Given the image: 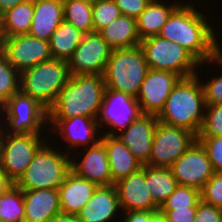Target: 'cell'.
<instances>
[{
	"mask_svg": "<svg viewBox=\"0 0 222 222\" xmlns=\"http://www.w3.org/2000/svg\"><path fill=\"white\" fill-rule=\"evenodd\" d=\"M158 36L173 41L187 50L199 63L216 61L222 64L221 49L213 30L202 13L181 4L172 12Z\"/></svg>",
	"mask_w": 222,
	"mask_h": 222,
	"instance_id": "6da1fadb",
	"label": "cell"
},
{
	"mask_svg": "<svg viewBox=\"0 0 222 222\" xmlns=\"http://www.w3.org/2000/svg\"><path fill=\"white\" fill-rule=\"evenodd\" d=\"M18 92H20V73L0 51V106L2 107L13 94Z\"/></svg>",
	"mask_w": 222,
	"mask_h": 222,
	"instance_id": "1f68e13d",
	"label": "cell"
},
{
	"mask_svg": "<svg viewBox=\"0 0 222 222\" xmlns=\"http://www.w3.org/2000/svg\"><path fill=\"white\" fill-rule=\"evenodd\" d=\"M158 1L159 0H151L136 18L137 32L141 40L158 35L169 16L179 6L177 3V5L167 7L164 3Z\"/></svg>",
	"mask_w": 222,
	"mask_h": 222,
	"instance_id": "484cf974",
	"label": "cell"
},
{
	"mask_svg": "<svg viewBox=\"0 0 222 222\" xmlns=\"http://www.w3.org/2000/svg\"><path fill=\"white\" fill-rule=\"evenodd\" d=\"M112 49L133 48L140 45L136 18L121 15L97 32Z\"/></svg>",
	"mask_w": 222,
	"mask_h": 222,
	"instance_id": "d4e9b609",
	"label": "cell"
},
{
	"mask_svg": "<svg viewBox=\"0 0 222 222\" xmlns=\"http://www.w3.org/2000/svg\"><path fill=\"white\" fill-rule=\"evenodd\" d=\"M0 51L19 73L53 59L50 42L29 34L0 37Z\"/></svg>",
	"mask_w": 222,
	"mask_h": 222,
	"instance_id": "30bf717a",
	"label": "cell"
},
{
	"mask_svg": "<svg viewBox=\"0 0 222 222\" xmlns=\"http://www.w3.org/2000/svg\"><path fill=\"white\" fill-rule=\"evenodd\" d=\"M200 201V190L189 186L178 185L174 192L160 206L159 211L197 207Z\"/></svg>",
	"mask_w": 222,
	"mask_h": 222,
	"instance_id": "d6a6232c",
	"label": "cell"
},
{
	"mask_svg": "<svg viewBox=\"0 0 222 222\" xmlns=\"http://www.w3.org/2000/svg\"><path fill=\"white\" fill-rule=\"evenodd\" d=\"M180 79L171 71L149 69L136 97L142 114L158 115Z\"/></svg>",
	"mask_w": 222,
	"mask_h": 222,
	"instance_id": "5bb4252c",
	"label": "cell"
},
{
	"mask_svg": "<svg viewBox=\"0 0 222 222\" xmlns=\"http://www.w3.org/2000/svg\"><path fill=\"white\" fill-rule=\"evenodd\" d=\"M106 148L111 172V185L140 170L143 165L131 151L116 137L115 131L106 133L100 139Z\"/></svg>",
	"mask_w": 222,
	"mask_h": 222,
	"instance_id": "44dd1931",
	"label": "cell"
},
{
	"mask_svg": "<svg viewBox=\"0 0 222 222\" xmlns=\"http://www.w3.org/2000/svg\"><path fill=\"white\" fill-rule=\"evenodd\" d=\"M68 156L44 144L15 184L22 190L58 189L71 170Z\"/></svg>",
	"mask_w": 222,
	"mask_h": 222,
	"instance_id": "8992f818",
	"label": "cell"
},
{
	"mask_svg": "<svg viewBox=\"0 0 222 222\" xmlns=\"http://www.w3.org/2000/svg\"><path fill=\"white\" fill-rule=\"evenodd\" d=\"M145 182H148L153 202L158 208L178 186V182L170 168L151 167L148 165H145Z\"/></svg>",
	"mask_w": 222,
	"mask_h": 222,
	"instance_id": "f1b7e54d",
	"label": "cell"
},
{
	"mask_svg": "<svg viewBox=\"0 0 222 222\" xmlns=\"http://www.w3.org/2000/svg\"><path fill=\"white\" fill-rule=\"evenodd\" d=\"M139 46L149 69L171 71L181 78L196 75L194 68L200 63L177 43L156 35L142 39Z\"/></svg>",
	"mask_w": 222,
	"mask_h": 222,
	"instance_id": "52a82bcc",
	"label": "cell"
},
{
	"mask_svg": "<svg viewBox=\"0 0 222 222\" xmlns=\"http://www.w3.org/2000/svg\"><path fill=\"white\" fill-rule=\"evenodd\" d=\"M49 222H81L77 215H71L67 213H58L56 216L52 217Z\"/></svg>",
	"mask_w": 222,
	"mask_h": 222,
	"instance_id": "ee69618b",
	"label": "cell"
},
{
	"mask_svg": "<svg viewBox=\"0 0 222 222\" xmlns=\"http://www.w3.org/2000/svg\"><path fill=\"white\" fill-rule=\"evenodd\" d=\"M105 89L103 74L70 75L55 103L48 109V119L75 116L97 119Z\"/></svg>",
	"mask_w": 222,
	"mask_h": 222,
	"instance_id": "7a4b0ae2",
	"label": "cell"
},
{
	"mask_svg": "<svg viewBox=\"0 0 222 222\" xmlns=\"http://www.w3.org/2000/svg\"><path fill=\"white\" fill-rule=\"evenodd\" d=\"M34 14V1L26 0L0 16V37L28 34Z\"/></svg>",
	"mask_w": 222,
	"mask_h": 222,
	"instance_id": "4316f807",
	"label": "cell"
},
{
	"mask_svg": "<svg viewBox=\"0 0 222 222\" xmlns=\"http://www.w3.org/2000/svg\"><path fill=\"white\" fill-rule=\"evenodd\" d=\"M120 207L129 211H159L145 182V165L114 184Z\"/></svg>",
	"mask_w": 222,
	"mask_h": 222,
	"instance_id": "e0dca14e",
	"label": "cell"
},
{
	"mask_svg": "<svg viewBox=\"0 0 222 222\" xmlns=\"http://www.w3.org/2000/svg\"><path fill=\"white\" fill-rule=\"evenodd\" d=\"M122 14L114 0H92V17L95 32L109 25Z\"/></svg>",
	"mask_w": 222,
	"mask_h": 222,
	"instance_id": "836d02e7",
	"label": "cell"
},
{
	"mask_svg": "<svg viewBox=\"0 0 222 222\" xmlns=\"http://www.w3.org/2000/svg\"><path fill=\"white\" fill-rule=\"evenodd\" d=\"M100 112L101 119L118 131L125 130L142 114L135 97L108 88L105 89Z\"/></svg>",
	"mask_w": 222,
	"mask_h": 222,
	"instance_id": "9a60e30c",
	"label": "cell"
},
{
	"mask_svg": "<svg viewBox=\"0 0 222 222\" xmlns=\"http://www.w3.org/2000/svg\"><path fill=\"white\" fill-rule=\"evenodd\" d=\"M204 123L197 137L222 136V104L206 105Z\"/></svg>",
	"mask_w": 222,
	"mask_h": 222,
	"instance_id": "e575fe53",
	"label": "cell"
},
{
	"mask_svg": "<svg viewBox=\"0 0 222 222\" xmlns=\"http://www.w3.org/2000/svg\"><path fill=\"white\" fill-rule=\"evenodd\" d=\"M64 20L84 34L95 32L92 17V0H68L63 2Z\"/></svg>",
	"mask_w": 222,
	"mask_h": 222,
	"instance_id": "f546056e",
	"label": "cell"
},
{
	"mask_svg": "<svg viewBox=\"0 0 222 222\" xmlns=\"http://www.w3.org/2000/svg\"><path fill=\"white\" fill-rule=\"evenodd\" d=\"M0 108L6 112L7 126L13 129L8 134L40 133L41 124L48 119V110L21 92L13 94Z\"/></svg>",
	"mask_w": 222,
	"mask_h": 222,
	"instance_id": "8fae6325",
	"label": "cell"
},
{
	"mask_svg": "<svg viewBox=\"0 0 222 222\" xmlns=\"http://www.w3.org/2000/svg\"><path fill=\"white\" fill-rule=\"evenodd\" d=\"M197 207L187 209H173L170 211H158L163 222H193Z\"/></svg>",
	"mask_w": 222,
	"mask_h": 222,
	"instance_id": "ab89813d",
	"label": "cell"
},
{
	"mask_svg": "<svg viewBox=\"0 0 222 222\" xmlns=\"http://www.w3.org/2000/svg\"><path fill=\"white\" fill-rule=\"evenodd\" d=\"M178 185L201 190L215 173L202 144L196 140L170 167Z\"/></svg>",
	"mask_w": 222,
	"mask_h": 222,
	"instance_id": "7c38bea8",
	"label": "cell"
},
{
	"mask_svg": "<svg viewBox=\"0 0 222 222\" xmlns=\"http://www.w3.org/2000/svg\"><path fill=\"white\" fill-rule=\"evenodd\" d=\"M0 222H24L23 190L16 184L0 196Z\"/></svg>",
	"mask_w": 222,
	"mask_h": 222,
	"instance_id": "4dcf8cb0",
	"label": "cell"
},
{
	"mask_svg": "<svg viewBox=\"0 0 222 222\" xmlns=\"http://www.w3.org/2000/svg\"><path fill=\"white\" fill-rule=\"evenodd\" d=\"M157 123V115L141 114L126 130L120 132L122 134L116 135L142 165H146L150 159Z\"/></svg>",
	"mask_w": 222,
	"mask_h": 222,
	"instance_id": "2e32d148",
	"label": "cell"
},
{
	"mask_svg": "<svg viewBox=\"0 0 222 222\" xmlns=\"http://www.w3.org/2000/svg\"><path fill=\"white\" fill-rule=\"evenodd\" d=\"M199 83L198 75L181 78L157 115L158 121L185 128L198 136L204 123L202 108L206 106L204 90Z\"/></svg>",
	"mask_w": 222,
	"mask_h": 222,
	"instance_id": "3957f363",
	"label": "cell"
},
{
	"mask_svg": "<svg viewBox=\"0 0 222 222\" xmlns=\"http://www.w3.org/2000/svg\"><path fill=\"white\" fill-rule=\"evenodd\" d=\"M123 222H163L158 211H129Z\"/></svg>",
	"mask_w": 222,
	"mask_h": 222,
	"instance_id": "b9f144b4",
	"label": "cell"
},
{
	"mask_svg": "<svg viewBox=\"0 0 222 222\" xmlns=\"http://www.w3.org/2000/svg\"><path fill=\"white\" fill-rule=\"evenodd\" d=\"M205 148L214 172H222V136L197 137Z\"/></svg>",
	"mask_w": 222,
	"mask_h": 222,
	"instance_id": "8d00e7d4",
	"label": "cell"
},
{
	"mask_svg": "<svg viewBox=\"0 0 222 222\" xmlns=\"http://www.w3.org/2000/svg\"><path fill=\"white\" fill-rule=\"evenodd\" d=\"M14 182L3 172L0 167V196L4 195Z\"/></svg>",
	"mask_w": 222,
	"mask_h": 222,
	"instance_id": "7bdbcfd3",
	"label": "cell"
},
{
	"mask_svg": "<svg viewBox=\"0 0 222 222\" xmlns=\"http://www.w3.org/2000/svg\"><path fill=\"white\" fill-rule=\"evenodd\" d=\"M97 187L70 170L58 188L61 212L77 215L90 200Z\"/></svg>",
	"mask_w": 222,
	"mask_h": 222,
	"instance_id": "d6986e66",
	"label": "cell"
},
{
	"mask_svg": "<svg viewBox=\"0 0 222 222\" xmlns=\"http://www.w3.org/2000/svg\"><path fill=\"white\" fill-rule=\"evenodd\" d=\"M24 222H49L61 212L58 189L23 190Z\"/></svg>",
	"mask_w": 222,
	"mask_h": 222,
	"instance_id": "ffe728a7",
	"label": "cell"
},
{
	"mask_svg": "<svg viewBox=\"0 0 222 222\" xmlns=\"http://www.w3.org/2000/svg\"><path fill=\"white\" fill-rule=\"evenodd\" d=\"M118 208L120 203L114 184L98 186L77 217L81 222H108Z\"/></svg>",
	"mask_w": 222,
	"mask_h": 222,
	"instance_id": "7402d4cb",
	"label": "cell"
},
{
	"mask_svg": "<svg viewBox=\"0 0 222 222\" xmlns=\"http://www.w3.org/2000/svg\"><path fill=\"white\" fill-rule=\"evenodd\" d=\"M69 77L67 61L51 59L41 62L20 73V92L36 99L48 110Z\"/></svg>",
	"mask_w": 222,
	"mask_h": 222,
	"instance_id": "5b68a950",
	"label": "cell"
},
{
	"mask_svg": "<svg viewBox=\"0 0 222 222\" xmlns=\"http://www.w3.org/2000/svg\"><path fill=\"white\" fill-rule=\"evenodd\" d=\"M201 201L222 209V172H215L200 190Z\"/></svg>",
	"mask_w": 222,
	"mask_h": 222,
	"instance_id": "d590c367",
	"label": "cell"
},
{
	"mask_svg": "<svg viewBox=\"0 0 222 222\" xmlns=\"http://www.w3.org/2000/svg\"><path fill=\"white\" fill-rule=\"evenodd\" d=\"M97 140L98 142H93L80 163L71 160V170L97 186H109L111 172L108 154L104 143L100 139Z\"/></svg>",
	"mask_w": 222,
	"mask_h": 222,
	"instance_id": "ac0fdd59",
	"label": "cell"
},
{
	"mask_svg": "<svg viewBox=\"0 0 222 222\" xmlns=\"http://www.w3.org/2000/svg\"><path fill=\"white\" fill-rule=\"evenodd\" d=\"M112 48L97 33L84 34L67 61L70 75L104 74Z\"/></svg>",
	"mask_w": 222,
	"mask_h": 222,
	"instance_id": "4fadbf2b",
	"label": "cell"
},
{
	"mask_svg": "<svg viewBox=\"0 0 222 222\" xmlns=\"http://www.w3.org/2000/svg\"><path fill=\"white\" fill-rule=\"evenodd\" d=\"M26 0H0V16Z\"/></svg>",
	"mask_w": 222,
	"mask_h": 222,
	"instance_id": "f6af8a7d",
	"label": "cell"
},
{
	"mask_svg": "<svg viewBox=\"0 0 222 222\" xmlns=\"http://www.w3.org/2000/svg\"><path fill=\"white\" fill-rule=\"evenodd\" d=\"M193 222H222V211L214 205L200 201Z\"/></svg>",
	"mask_w": 222,
	"mask_h": 222,
	"instance_id": "74e56055",
	"label": "cell"
},
{
	"mask_svg": "<svg viewBox=\"0 0 222 222\" xmlns=\"http://www.w3.org/2000/svg\"><path fill=\"white\" fill-rule=\"evenodd\" d=\"M39 135L7 134L4 137L0 128V167L14 184L25 173L38 150L44 145Z\"/></svg>",
	"mask_w": 222,
	"mask_h": 222,
	"instance_id": "ba28073f",
	"label": "cell"
},
{
	"mask_svg": "<svg viewBox=\"0 0 222 222\" xmlns=\"http://www.w3.org/2000/svg\"><path fill=\"white\" fill-rule=\"evenodd\" d=\"M196 140L197 136L191 131L158 121L150 159L146 165L170 168Z\"/></svg>",
	"mask_w": 222,
	"mask_h": 222,
	"instance_id": "9c48e42d",
	"label": "cell"
},
{
	"mask_svg": "<svg viewBox=\"0 0 222 222\" xmlns=\"http://www.w3.org/2000/svg\"><path fill=\"white\" fill-rule=\"evenodd\" d=\"M34 14L28 34L32 37L50 41L52 33L64 20L63 1L33 0Z\"/></svg>",
	"mask_w": 222,
	"mask_h": 222,
	"instance_id": "603a6c76",
	"label": "cell"
},
{
	"mask_svg": "<svg viewBox=\"0 0 222 222\" xmlns=\"http://www.w3.org/2000/svg\"><path fill=\"white\" fill-rule=\"evenodd\" d=\"M204 90L205 105L222 104V75L212 79L205 85Z\"/></svg>",
	"mask_w": 222,
	"mask_h": 222,
	"instance_id": "f35d334b",
	"label": "cell"
},
{
	"mask_svg": "<svg viewBox=\"0 0 222 222\" xmlns=\"http://www.w3.org/2000/svg\"><path fill=\"white\" fill-rule=\"evenodd\" d=\"M122 15L137 18L151 0H114Z\"/></svg>",
	"mask_w": 222,
	"mask_h": 222,
	"instance_id": "60d3db41",
	"label": "cell"
},
{
	"mask_svg": "<svg viewBox=\"0 0 222 222\" xmlns=\"http://www.w3.org/2000/svg\"><path fill=\"white\" fill-rule=\"evenodd\" d=\"M148 70L149 66L140 46L112 49L103 74L104 83L108 89L136 98Z\"/></svg>",
	"mask_w": 222,
	"mask_h": 222,
	"instance_id": "277c9868",
	"label": "cell"
},
{
	"mask_svg": "<svg viewBox=\"0 0 222 222\" xmlns=\"http://www.w3.org/2000/svg\"><path fill=\"white\" fill-rule=\"evenodd\" d=\"M83 36L84 33L63 20L52 33L49 41L53 59L68 61L82 41Z\"/></svg>",
	"mask_w": 222,
	"mask_h": 222,
	"instance_id": "83f0119b",
	"label": "cell"
},
{
	"mask_svg": "<svg viewBox=\"0 0 222 222\" xmlns=\"http://www.w3.org/2000/svg\"><path fill=\"white\" fill-rule=\"evenodd\" d=\"M54 123L60 130L63 140L68 141L70 147L89 145L91 140L98 142L95 139V133L98 129L100 122L95 118L84 116H75L70 119H47Z\"/></svg>",
	"mask_w": 222,
	"mask_h": 222,
	"instance_id": "cb8c5ba5",
	"label": "cell"
}]
</instances>
